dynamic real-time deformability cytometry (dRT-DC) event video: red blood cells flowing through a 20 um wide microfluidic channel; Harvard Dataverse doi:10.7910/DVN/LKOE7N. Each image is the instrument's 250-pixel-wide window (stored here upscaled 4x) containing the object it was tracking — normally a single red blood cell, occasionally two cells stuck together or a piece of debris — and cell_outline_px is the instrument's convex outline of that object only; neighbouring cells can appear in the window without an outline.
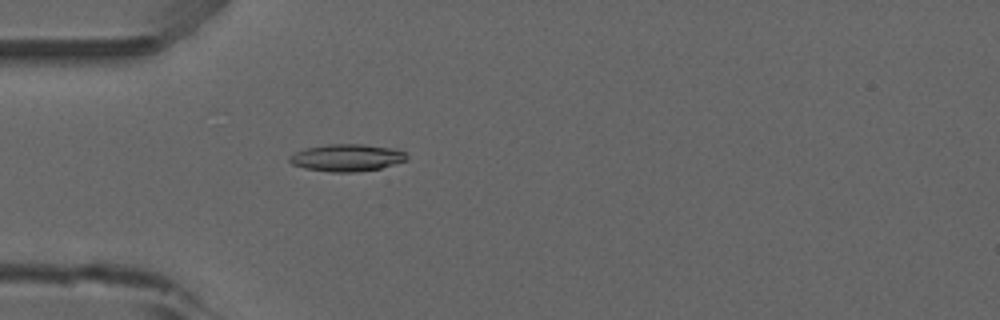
{"species": "common noctule bat (a hibernating species)", "species_latin": "Nyctalus noctula", "temperature_condition": "room temperature", "stored_images_in_passage": 53, "camera_frame_rate_fps": 3000, "um_per_image_px": 0.085, "animal": {"sex": "male", "forearm_length_mm": 52.5}, "frame": {"image": 1, "passage_image": 16, "time_ms": 5.0, "image_size_px": [1000, 320], "cell_outline_px": [[408, 156], [404, 160], [380, 168], [352, 172], [332, 172], [304, 168], [292, 164], [288, 160], [288, 156], [304, 148], [328, 144], [364, 144], [392, 148], [404, 152]], "centroid_in_image_um": [29.42, 13.39], "position_along_channel_um": 55.6, "area_um2": 18.38}}
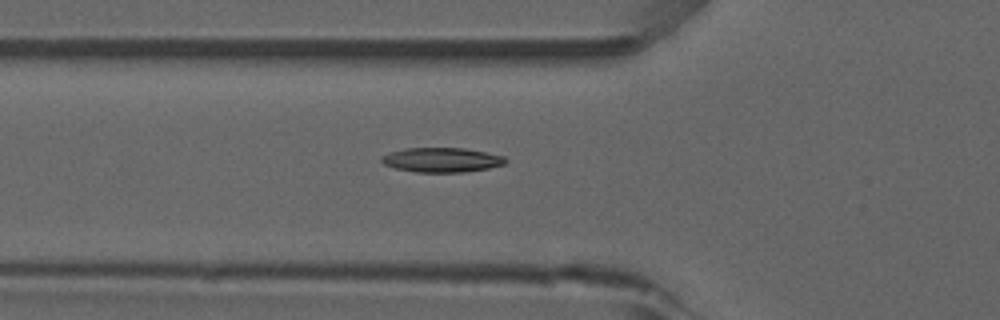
{"frame": {"image": 2, "passage_image": 19, "time_ms": 6.0, "image_size_px": [1000, 320], "cell_outline_px": [[508, 160], [504, 164], [488, 168], [464, 172], [416, 172], [396, 168], [384, 164], [380, 160], [380, 156], [388, 152], [404, 148], [464, 148], [504, 156]], "centroid_in_image_um": [37.51, 13.58], "position_along_channel_um": 88.3, "area_um2": 17.74}}
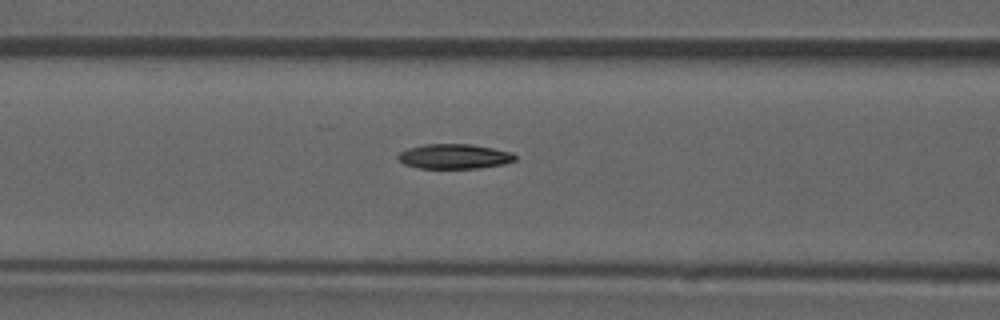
{"frame": {"image": 3, "passage_image": 22, "time_ms": 7.0, "image_size_px": [1000, 320], "cell_outline_px": [[516, 160], [504, 164], [480, 168], [416, 168], [404, 164], [396, 156], [400, 152], [408, 148], [424, 144], [472, 144], [512, 152], [516, 156]], "centroid_in_image_um": [38.61, 13.29], "position_along_channel_um": 128.0, "area_um2": 16.99}}